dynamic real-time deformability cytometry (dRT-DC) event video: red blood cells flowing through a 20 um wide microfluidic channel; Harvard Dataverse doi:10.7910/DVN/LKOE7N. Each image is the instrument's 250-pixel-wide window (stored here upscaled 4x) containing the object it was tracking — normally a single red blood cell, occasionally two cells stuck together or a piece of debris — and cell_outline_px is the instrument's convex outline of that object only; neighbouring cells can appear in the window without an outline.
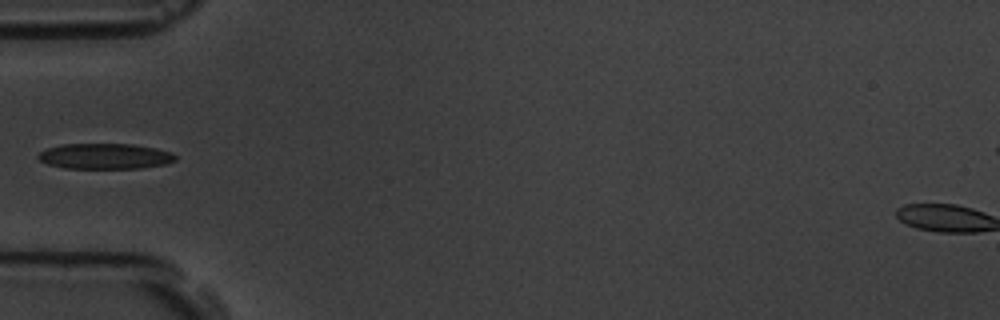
{"species": "common noctule bat (a hibernating species)", "species_latin": "Nyctalus noctula", "temperature_condition": "room temperature", "stored_images_in_passage": 5, "camera_frame_rate_fps": 3000, "um_per_image_px": 0.085, "animal": {"sex": "male", "body_mass_g": 19.5, "forearm_length_mm": 54.6}, "frame": {"image": 1, "passage_image": 5, "time_ms": 4.333, "image_size_px": [1000, 320], "cell_outline_px": [[176, 160], [164, 164], [140, 168], [64, 168], [48, 164], [40, 160], [36, 156], [40, 152], [48, 148], [64, 144], [132, 144], [156, 148], [168, 152], [176, 156]], "centroid_in_image_um": [8.9, 13.28], "position_along_channel_um": 76.1, "area_um2": 20.23}}